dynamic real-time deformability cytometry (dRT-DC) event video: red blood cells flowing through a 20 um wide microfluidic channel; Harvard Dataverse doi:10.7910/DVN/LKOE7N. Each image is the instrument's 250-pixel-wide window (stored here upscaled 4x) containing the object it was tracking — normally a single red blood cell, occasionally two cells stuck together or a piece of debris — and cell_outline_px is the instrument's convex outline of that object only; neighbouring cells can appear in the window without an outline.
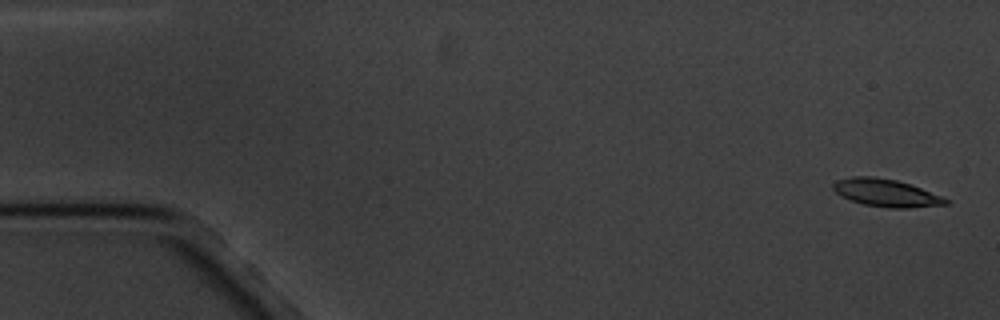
{"species": "common noctule bat (a hibernating species)", "species_latin": "Nyctalus noctula", "temperature_condition": "cold", "stored_images_in_passage": 6, "camera_frame_rate_fps": 3000, "um_per_image_px": 0.085, "animal": {"sex": "male", "body_mass_g": 20.1, "forearm_length_mm": 53.5}, "frame": {"image": 1, "passage_image": 1, "time_ms": 0.0, "image_size_px": [1000, 320], "cell_outline_px": [[948, 204], [908, 208], [888, 208], [864, 204], [840, 196], [832, 188], [832, 184], [836, 180], [852, 176], [872, 176], [896, 180], [920, 188], [940, 196], [948, 200]], "centroid_in_image_um": [75.25, 16.39], "position_along_channel_um": 9.7, "area_um2": 17.86}}
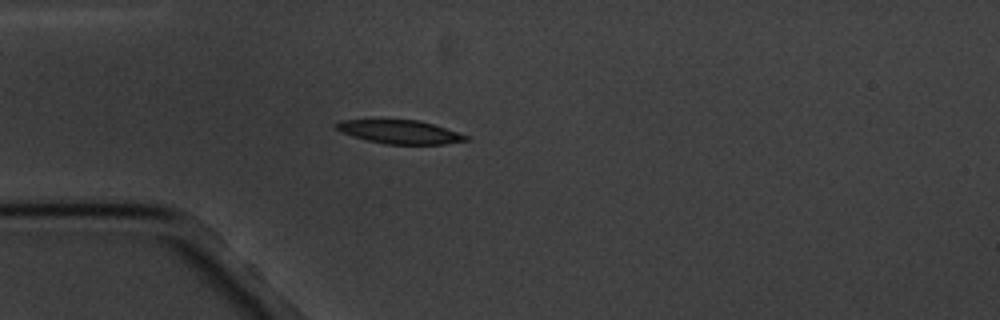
{"frame": {"image": 2, "passage_image": 5, "time_ms": 4.667, "image_size_px": [1000, 320], "cell_outline_px": [[468, 140], [444, 144], [384, 144], [352, 136], [340, 132], [332, 124], [340, 120], [380, 116], [420, 120], [468, 136]], "centroid_in_image_um": [33.82, 11.14], "position_along_channel_um": 51.2, "area_um2": 18.79}}